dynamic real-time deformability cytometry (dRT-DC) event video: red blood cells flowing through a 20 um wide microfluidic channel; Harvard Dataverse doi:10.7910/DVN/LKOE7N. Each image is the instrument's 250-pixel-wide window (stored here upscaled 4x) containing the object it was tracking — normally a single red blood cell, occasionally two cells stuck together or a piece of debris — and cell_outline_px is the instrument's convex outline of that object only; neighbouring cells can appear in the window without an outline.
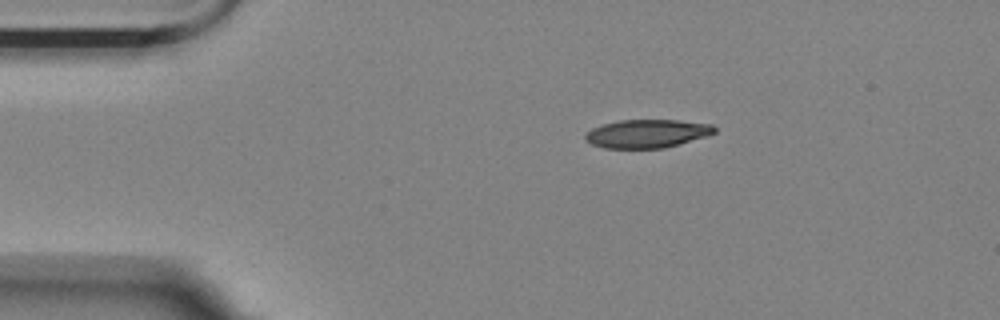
{"species": "Egyptian fruit bat (a non-hibernating species)", "species_latin": "Rousettus aegyptiacus", "temperature_condition": "room temperature", "stored_images_in_passage": 9, "camera_frame_rate_fps": 3000, "um_per_image_px": 0.085, "animal": {"sex": "female"}, "frame": {"image": 1, "passage_image": 1, "time_ms": 0.0, "image_size_px": [1000, 320], "cell_outline_px": [[716, 132], [708, 136], [664, 148], [604, 148], [592, 144], [584, 140], [584, 136], [592, 128], [604, 124], [620, 120], [676, 120], [712, 124], [716, 128]], "centroid_in_image_um": [55.01, 11.36], "position_along_channel_um": 30.0, "area_um2": 21.33}}
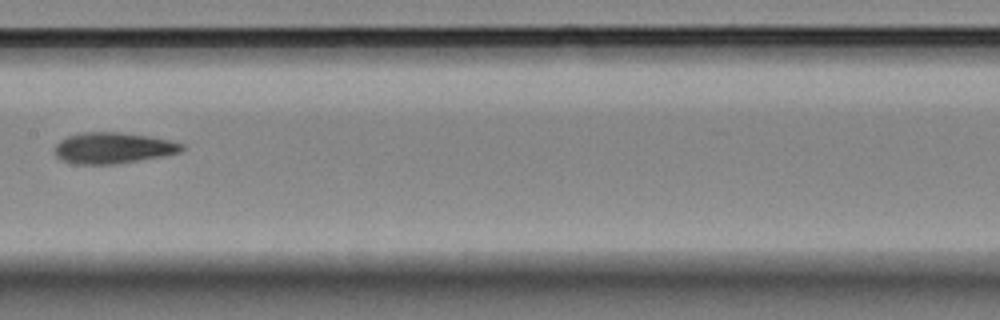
{"frame": {"image": 2, "passage_image": 6, "time_ms": 1.667, "image_size_px": [1000, 320], "cell_outline_px": [[184, 148], [180, 152], [160, 156], [112, 164], [76, 164], [60, 160], [52, 152], [52, 148], [60, 140], [68, 136], [80, 132], [120, 132], [148, 136], [168, 140], [184, 144]], "centroid_in_image_um": [9.52, 12.57], "position_along_channel_um": 197.9, "area_um2": 22.95}}
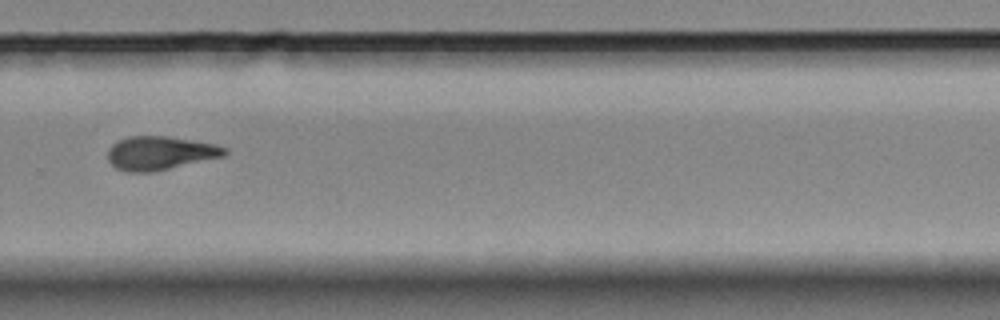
{"frame": {"image": 3, "passage_image": 9, "time_ms": 2.667, "image_size_px": [1000, 320], "cell_outline_px": [[228, 152], [224, 156], [152, 172], [128, 172], [116, 168], [108, 160], [108, 148], [116, 140], [128, 136], [168, 136], [216, 144], [228, 148]], "centroid_in_image_um": [13.59, 13.0], "position_along_channel_um": 316.2, "area_um2": 23.0}}